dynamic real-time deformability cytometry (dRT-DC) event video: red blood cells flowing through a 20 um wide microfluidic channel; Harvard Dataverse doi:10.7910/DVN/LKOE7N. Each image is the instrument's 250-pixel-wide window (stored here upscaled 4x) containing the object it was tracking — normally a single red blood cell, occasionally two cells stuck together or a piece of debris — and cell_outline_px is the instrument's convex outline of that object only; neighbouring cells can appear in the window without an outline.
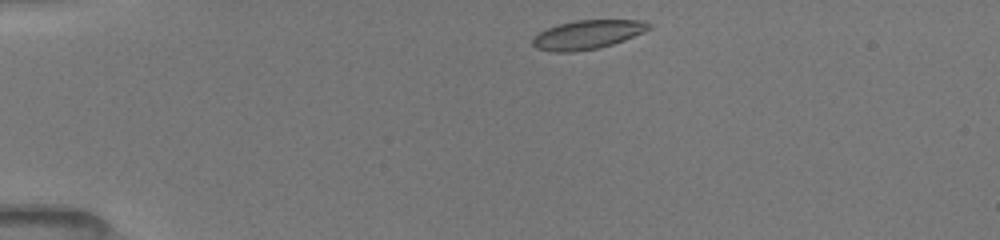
{"species": "common noctule bat (a hibernating species)", "species_latin": "Nyctalus noctula", "temperature_condition": "room temperature", "stored_images_in_passage": 41, "camera_frame_rate_fps": 3000, "um_per_image_px": 0.085, "animal": {"sex": "female", "body_mass_g": 19.5, "forearm_length_mm": 54.1}, "frame": {"image": 1, "passage_image": 1, "time_ms": 0.0, "image_size_px": [1000, 240], "cell_outline_px": [[652, 28], [644, 32], [624, 40], [600, 48], [572, 52], [552, 52], [536, 48], [532, 44], [532, 40], [540, 32], [556, 24], [576, 20], [648, 20]], "centroid_in_image_um": [49.96, 2.94], "position_along_channel_um": 35.0, "area_um2": 19.71}}
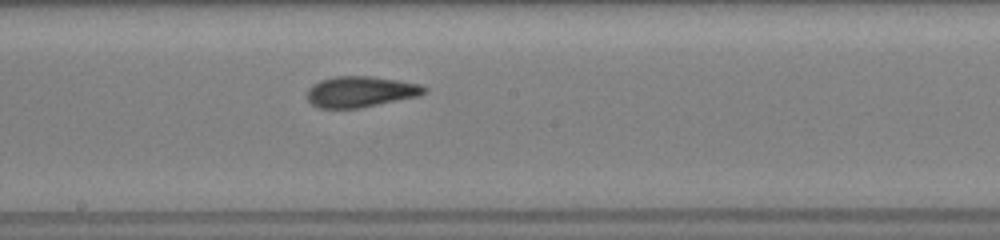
{"frame": {"image": 2, "passage_image": 16, "time_ms": 6.0, "image_size_px": [1000, 240], "cell_outline_px": [[428, 92], [420, 96], [360, 108], [320, 108], [312, 104], [308, 100], [308, 88], [312, 84], [320, 80], [332, 76], [372, 76], [420, 84], [428, 88]], "centroid_in_image_um": [30.67, 7.79], "position_along_channel_um": 217.5, "area_um2": 21.27}}
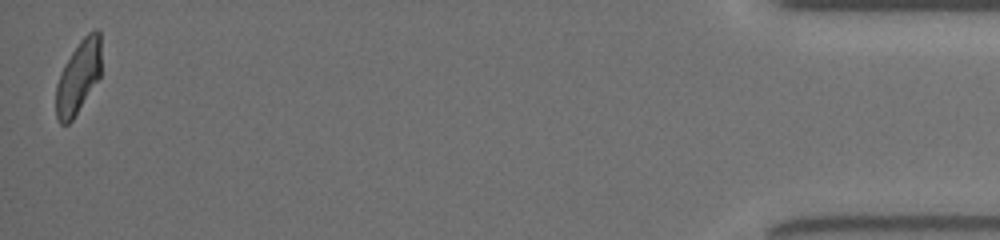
{"frame": {"image": 3, "passage_image": 41, "time_ms": 13.333, "image_size_px": [1000, 240], "cell_outline_px": [[100, 76], [72, 120], [68, 124], [60, 124], [56, 116], [56, 84], [60, 72], [72, 52], [80, 40], [88, 32], [96, 28], [100, 32]], "centroid_in_image_um": [6.65, 6.53], "position_along_channel_um": 428.6, "area_um2": 19.02}, "authors_computed_cell_mechanics": {"area_um2": 20.6346, "velocity_mm_per_s": 3.995, "shape_relaxation_time_tau1_ms": 4.5176, "shape_relaxation_time_tau2_ms": 1.4868, "deformation_change_tau1": 0.164, "deformation_change_tau2": 0.0868}}